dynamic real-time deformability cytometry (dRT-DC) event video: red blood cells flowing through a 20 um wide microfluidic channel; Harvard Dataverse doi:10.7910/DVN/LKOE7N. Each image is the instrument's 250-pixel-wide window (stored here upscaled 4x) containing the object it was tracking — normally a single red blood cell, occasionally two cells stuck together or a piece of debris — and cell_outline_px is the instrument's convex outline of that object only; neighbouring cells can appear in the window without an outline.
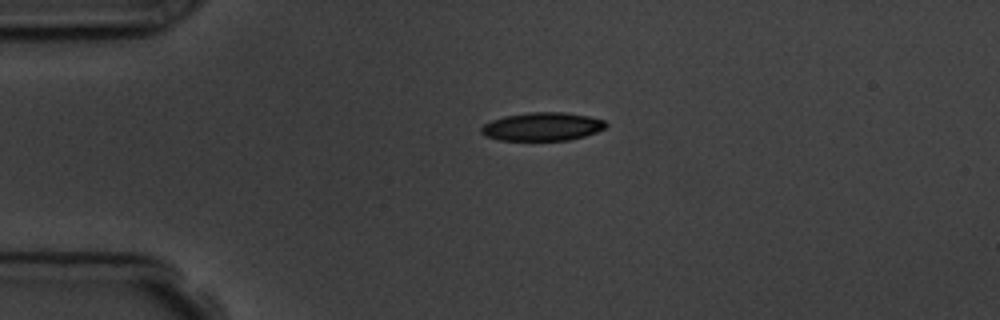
{"species": "common noctule bat (a hibernating species)", "species_latin": "Nyctalus noctula", "temperature_condition": "room temperature", "stored_images_in_passage": 3, "camera_frame_rate_fps": 3000, "um_per_image_px": 0.085, "animal": {"sex": "male", "body_mass_g": 19.5, "forearm_length_mm": 54.6}, "frame": {"image": 1, "passage_image": 1, "time_ms": 0.0, "image_size_px": [1000, 320], "cell_outline_px": [[608, 124], [604, 128], [596, 132], [584, 136], [568, 140], [500, 140], [484, 136], [480, 132], [480, 128], [484, 124], [492, 120], [504, 116], [528, 112], [564, 112], [588, 116], [604, 120]], "centroid_in_image_um": [46.07, 10.76], "position_along_channel_um": 38.9, "area_um2": 20.58}}